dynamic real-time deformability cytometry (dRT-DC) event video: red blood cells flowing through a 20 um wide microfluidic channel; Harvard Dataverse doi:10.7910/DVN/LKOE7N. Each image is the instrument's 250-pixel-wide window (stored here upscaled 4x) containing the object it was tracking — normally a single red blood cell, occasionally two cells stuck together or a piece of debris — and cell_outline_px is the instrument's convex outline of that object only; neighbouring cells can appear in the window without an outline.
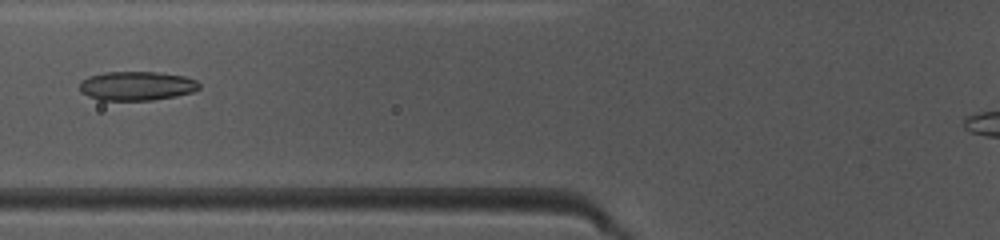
{"species": "common noctule bat (a hibernating species)", "species_latin": "Nyctalus noctula", "temperature_condition": "warm", "stored_images_in_passage": 46, "camera_frame_rate_fps": 3000, "um_per_image_px": 0.085, "animal": {"sex": "female", "body_mass_g": 10.0, "forearm_length_mm": 53.1}, "frame": {"image": 1, "passage_image": 20, "time_ms": 6.333, "image_size_px": [1000, 240], "cell_outline_px": [[200, 88], [192, 92], [176, 96], [152, 100], [100, 100], [88, 96], [80, 92], [80, 80], [88, 76], [104, 72], [156, 72], [184, 76], [196, 80], [200, 84]], "centroid_in_image_um": [11.6, 7.3], "position_along_channel_um": 114.2, "area_um2": 20.35}}
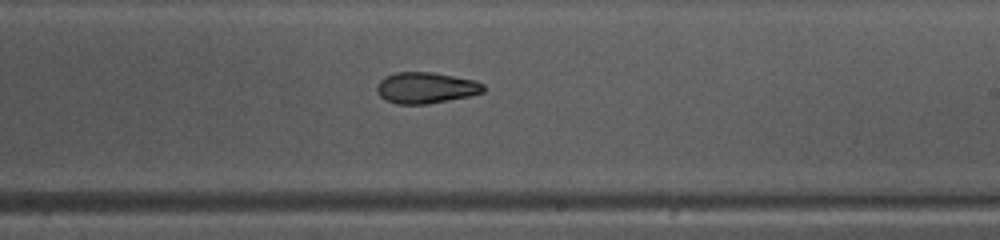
{"frame": {"image": 2, "passage_image": 30, "time_ms": 9.667, "image_size_px": [1000, 240], "cell_outline_px": [[484, 92], [468, 96], [448, 100], [424, 104], [396, 104], [384, 100], [376, 92], [376, 88], [380, 80], [384, 76], [396, 72], [432, 72], [476, 80], [484, 84]], "centroid_in_image_um": [36.17, 7.46], "position_along_channel_um": 252.8, "area_um2": 19.42}}
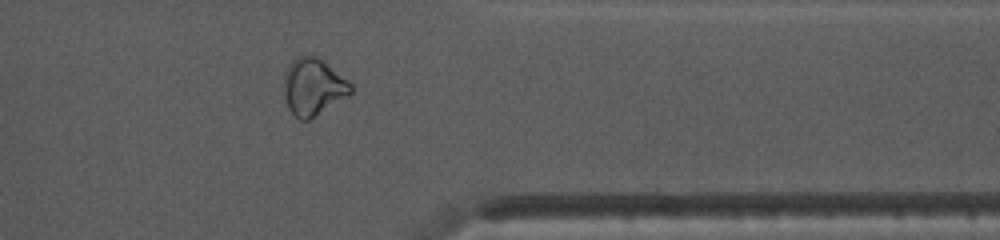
{"frame": {"image": 3, "passage_image": 40, "time_ms": 13.0, "image_size_px": [1000, 240], "cell_outline_px": [[352, 92], [348, 96], [308, 120], [300, 120], [288, 108], [284, 92], [284, 72], [288, 64], [292, 60], [300, 56], [316, 56], [324, 60], [348, 80], [352, 84]], "centroid_in_image_um": [26.62, 7.36], "position_along_channel_um": 384.8, "area_um2": 22.2}}